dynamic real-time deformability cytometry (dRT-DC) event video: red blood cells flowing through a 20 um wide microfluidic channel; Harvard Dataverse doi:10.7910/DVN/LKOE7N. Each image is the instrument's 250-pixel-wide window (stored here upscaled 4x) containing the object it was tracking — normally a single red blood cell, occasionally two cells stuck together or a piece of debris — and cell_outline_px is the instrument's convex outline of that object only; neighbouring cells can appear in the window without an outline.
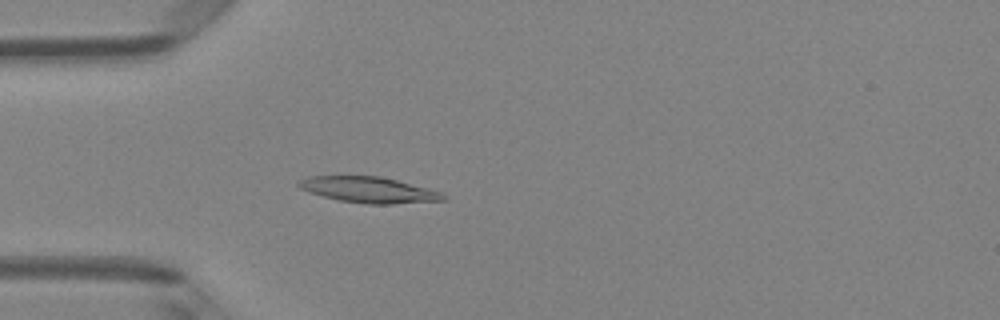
{"species": "Egyptian fruit bat (a non-hibernating species)", "species_latin": "Rousettus aegyptiacus", "temperature_condition": "room temperature", "stored_images_in_passage": 3, "camera_frame_rate_fps": 3000, "um_per_image_px": 0.085, "animal": {"sex": "female"}, "frame": {"image": 1, "passage_image": 3, "time_ms": 2.333, "image_size_px": [1000, 320], "cell_outline_px": [[448, 200], [392, 204], [364, 204], [340, 200], [308, 192], [300, 188], [296, 184], [300, 180], [308, 176], [380, 176], [444, 192], [448, 196]], "centroid_in_image_um": [31.4, 16.14], "position_along_channel_um": 53.6, "area_um2": 21.91}}